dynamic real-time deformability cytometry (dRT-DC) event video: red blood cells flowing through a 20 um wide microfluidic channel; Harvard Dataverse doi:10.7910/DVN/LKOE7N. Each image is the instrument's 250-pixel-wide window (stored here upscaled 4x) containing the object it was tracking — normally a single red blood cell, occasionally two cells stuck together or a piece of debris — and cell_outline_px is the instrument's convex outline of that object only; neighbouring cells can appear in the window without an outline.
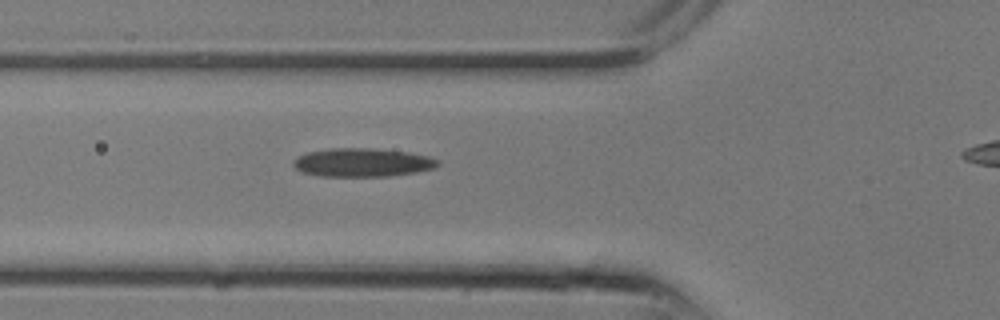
{"species": "common noctule bat (a hibernating species)", "species_latin": "Nyctalus noctula", "temperature_condition": "room temperature", "stored_images_in_passage": 4, "segment_of_instrument_passage": [1, 2], "camera_frame_rate_fps": 3000, "um_per_image_px": 0.085, "animal": {"sex": "male", "body_mass_g": 13.3}, "frame": {"image": 1, "passage_image": 3, "time_ms": 0.667, "image_size_px": [1000, 320], "cell_outline_px": [[440, 164], [436, 168], [416, 172], [388, 176], [320, 176], [300, 172], [292, 164], [292, 160], [296, 156], [308, 152], [328, 148], [372, 148], [408, 152], [428, 156], [440, 160]], "centroid_in_image_um": [30.79, 13.81], "position_along_channel_um": 95.0, "area_um2": 24.28}}